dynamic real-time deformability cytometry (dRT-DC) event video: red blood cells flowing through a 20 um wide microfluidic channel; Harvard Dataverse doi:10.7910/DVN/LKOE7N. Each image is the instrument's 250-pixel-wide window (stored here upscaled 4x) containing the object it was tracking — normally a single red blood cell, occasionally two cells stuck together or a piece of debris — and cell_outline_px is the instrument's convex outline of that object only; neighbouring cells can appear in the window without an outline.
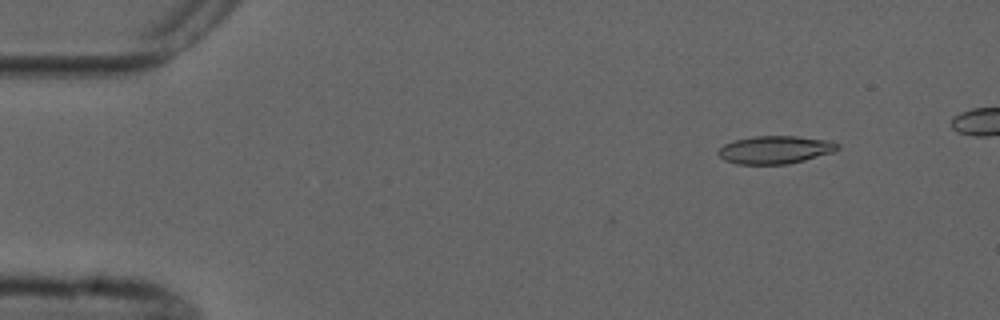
{"species": "common noctule bat (a hibernating species)", "species_latin": "Nyctalus noctula", "temperature_condition": "cold", "stored_images_in_passage": 5, "camera_frame_rate_fps": 3000, "um_per_image_px": 0.085, "animal": {"sex": "male", "forearm_length_mm": 52.5}, "frame": {"image": 1, "passage_image": 2, "time_ms": 1.0, "image_size_px": [1000, 320], "cell_outline_px": [[840, 148], [832, 152], [804, 160], [788, 164], [736, 164], [724, 160], [716, 152], [724, 144], [736, 140], [756, 136], [796, 136], [832, 140], [840, 144]], "centroid_in_image_um": [65.91, 12.72], "position_along_channel_um": 19.1, "area_um2": 19.42}}